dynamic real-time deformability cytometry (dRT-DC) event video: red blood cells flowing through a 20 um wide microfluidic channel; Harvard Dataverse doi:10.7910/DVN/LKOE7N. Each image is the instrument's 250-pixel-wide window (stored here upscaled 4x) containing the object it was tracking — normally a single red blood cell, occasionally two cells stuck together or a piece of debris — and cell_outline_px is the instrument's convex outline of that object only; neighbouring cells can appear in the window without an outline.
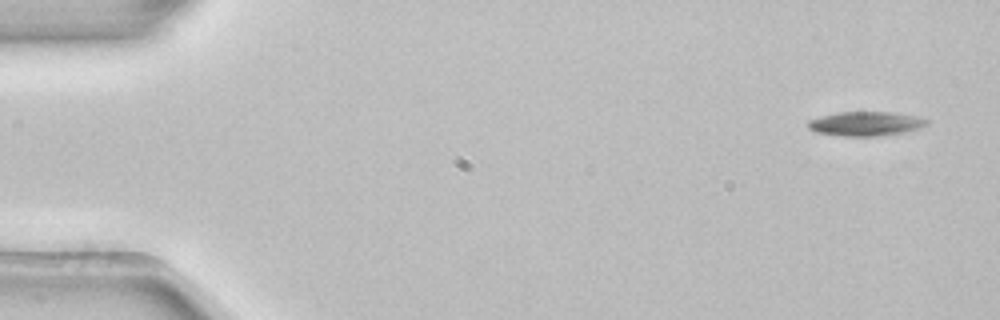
{"species": "common noctule bat (a hibernating species)", "species_latin": "Nyctalus noctula", "temperature_condition": "room temperature", "stored_images_in_passage": 4, "camera_frame_rate_fps": 3000, "um_per_image_px": 0.085, "animal": {"sex": "female", "body_mass_g": 22.7, "forearm_length_mm": 54.2}, "frame": {"image": 1, "passage_image": 1, "time_ms": 0.0, "image_size_px": [1000, 320], "cell_outline_px": [[928, 124], [920, 128], [904, 132], [884, 136], [844, 136], [816, 132], [808, 128], [808, 120], [820, 116], [836, 112], [892, 112], [920, 116], [928, 120]], "centroid_in_image_um": [73.61, 10.51], "position_along_channel_um": 11.4, "area_um2": 16.99}}
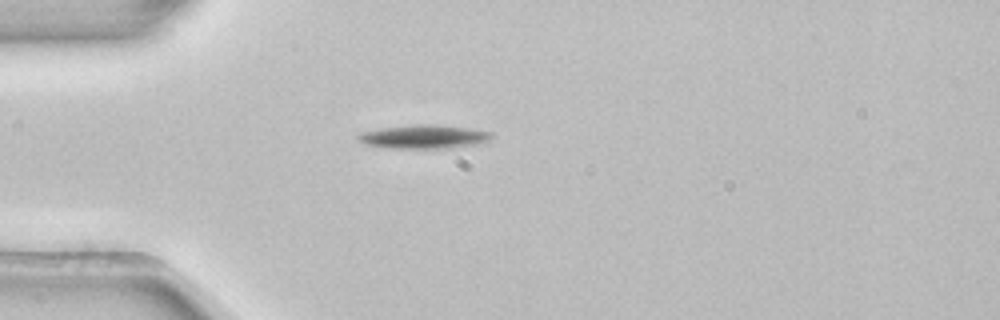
{"frame": {"image": 2, "passage_image": 4, "time_ms": 1.0, "image_size_px": [1000, 320], "cell_outline_px": [[496, 136], [480, 144], [452, 148], [388, 148], [364, 144], [356, 140], [356, 136], [360, 132], [384, 128], [416, 124], [436, 124], [492, 132]], "centroid_in_image_um": [36.03, 11.63], "position_along_channel_um": 49.0, "area_um2": 18.55}}